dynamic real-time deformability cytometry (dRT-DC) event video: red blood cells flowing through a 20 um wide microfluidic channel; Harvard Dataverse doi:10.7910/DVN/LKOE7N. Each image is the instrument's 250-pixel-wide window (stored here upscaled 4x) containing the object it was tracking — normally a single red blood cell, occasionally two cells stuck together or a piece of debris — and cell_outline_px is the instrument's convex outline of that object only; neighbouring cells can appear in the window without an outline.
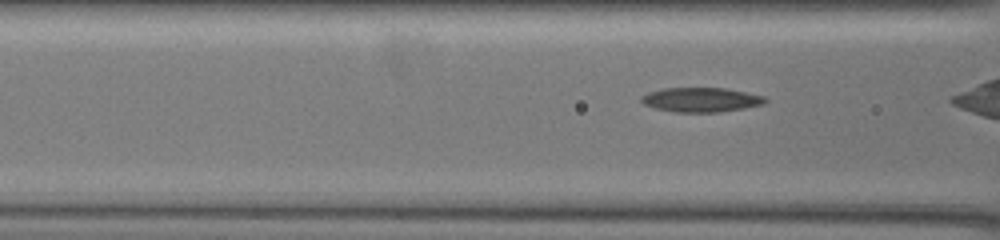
{"species": "common noctule bat (a hibernating species)", "species_latin": "Nyctalus noctula", "temperature_condition": "warm", "stored_images_in_passage": 29, "camera_frame_rate_fps": 3000, "um_per_image_px": 0.085, "animal": {"sex": "female", "body_mass_g": 19.5, "forearm_length_mm": 54.1}, "frame": {"image": 1, "passage_image": 4, "time_ms": 1.0, "image_size_px": [1000, 240], "cell_outline_px": [[768, 100], [764, 104], [744, 108], [720, 112], [676, 112], [656, 108], [644, 104], [640, 100], [640, 96], [648, 92], [664, 88], [724, 88], [764, 96]], "centroid_in_image_um": [59.58, 8.48], "position_along_channel_um": 107.0, "area_um2": 17.57}}
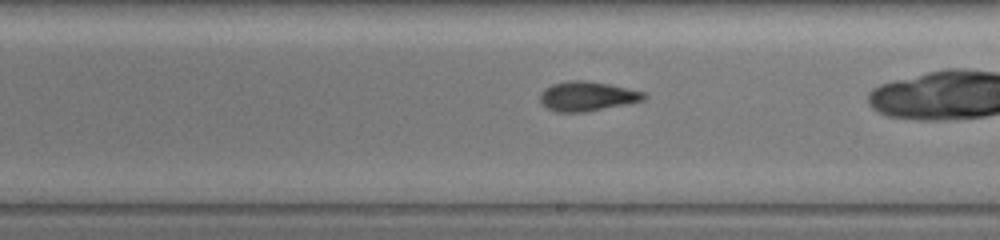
{"frame": {"image": 2, "passage_image": 15, "time_ms": 4.667, "image_size_px": [1000, 240], "cell_outline_px": [[648, 96], [644, 100], [584, 112], [556, 112], [540, 104], [540, 92], [544, 88], [552, 84], [568, 80], [584, 80], [608, 84], [644, 92]], "centroid_in_image_um": [49.86, 8.17], "position_along_channel_um": 239.1, "area_um2": 17.8}}
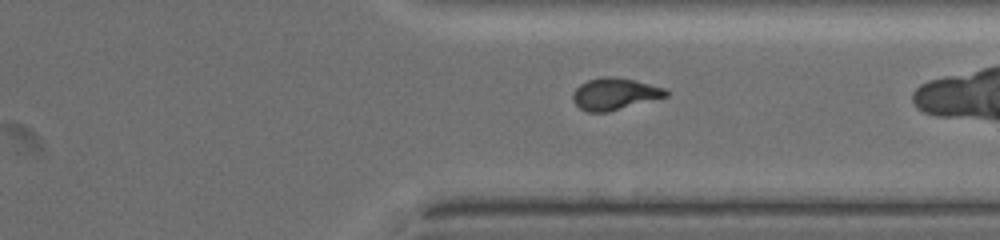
{"frame": {"image": 3, "passage_image": 25, "time_ms": 8.0, "image_size_px": [1000, 240], "cell_outline_px": [[668, 96], [608, 112], [588, 112], [580, 108], [572, 100], [572, 92], [580, 84], [588, 80], [600, 76], [616, 76], [664, 88], [668, 92]], "centroid_in_image_um": [52.2, 7.98], "position_along_channel_um": 359.2, "area_um2": 17.22}}